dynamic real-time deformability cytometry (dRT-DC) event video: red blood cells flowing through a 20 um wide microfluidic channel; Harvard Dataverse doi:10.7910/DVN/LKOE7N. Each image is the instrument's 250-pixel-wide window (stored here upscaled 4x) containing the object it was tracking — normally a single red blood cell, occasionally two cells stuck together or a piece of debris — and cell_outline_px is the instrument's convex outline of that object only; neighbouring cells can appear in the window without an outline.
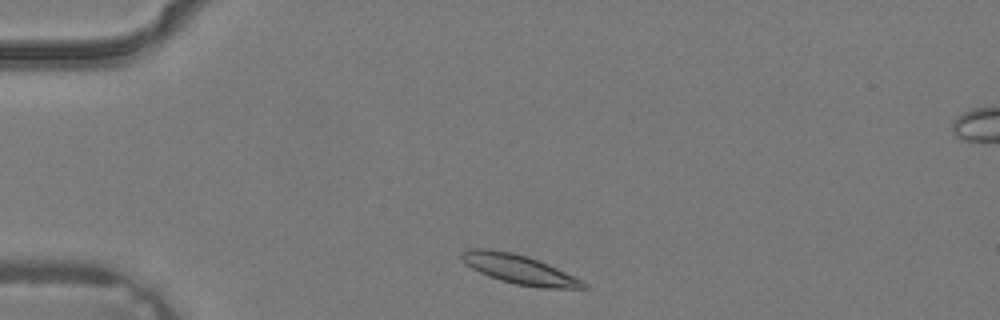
{"species": "common noctule bat (a hibernating species)", "species_latin": "Nyctalus noctula", "temperature_condition": "warm", "stored_images_in_passage": 2, "camera_frame_rate_fps": 3000, "um_per_image_px": 0.085, "animal": {"sex": "male", "body_mass_g": 19.2, "forearm_length_mm": 51.8}, "frame": {"image": 1, "passage_image": 1, "time_ms": 0.0, "image_size_px": [1000, 320], "cell_outline_px": [[588, 288], [540, 288], [516, 284], [500, 280], [488, 276], [464, 264], [460, 256], [460, 252], [468, 248], [488, 248], [512, 252], [548, 264], [588, 284]], "centroid_in_image_um": [44.05, 22.88], "position_along_channel_um": 40.9, "area_um2": 20.58}}